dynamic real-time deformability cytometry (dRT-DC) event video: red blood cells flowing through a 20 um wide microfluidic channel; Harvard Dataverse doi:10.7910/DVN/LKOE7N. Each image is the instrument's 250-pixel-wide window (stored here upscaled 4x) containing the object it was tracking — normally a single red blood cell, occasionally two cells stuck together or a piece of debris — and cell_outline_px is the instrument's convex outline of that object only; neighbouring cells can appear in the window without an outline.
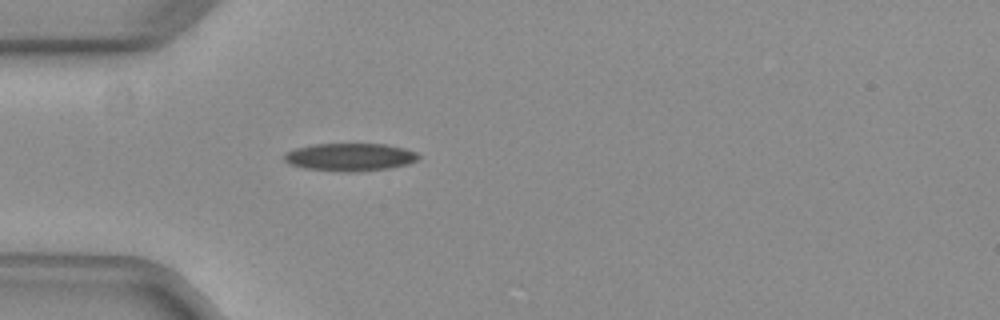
{"species": "common noctule bat (a hibernating species)", "species_latin": "Nyctalus noctula", "temperature_condition": "warm", "stored_images_in_passage": 7, "camera_frame_rate_fps": 3000, "um_per_image_px": 0.085, "animal": {"sex": "female", "body_mass_g": 29.2, "forearm_length_mm": 56.3}, "frame": {"image": 1, "passage_image": 1, "time_ms": 0.0, "image_size_px": [1000, 320], "cell_outline_px": [[420, 156], [416, 160], [404, 164], [388, 168], [356, 172], [344, 172], [304, 168], [292, 164], [284, 160], [284, 156], [288, 152], [296, 148], [316, 144], [384, 144], [404, 148], [416, 152]], "centroid_in_image_um": [29.75, 13.35], "position_along_channel_um": 55.3, "area_um2": 21.39}}
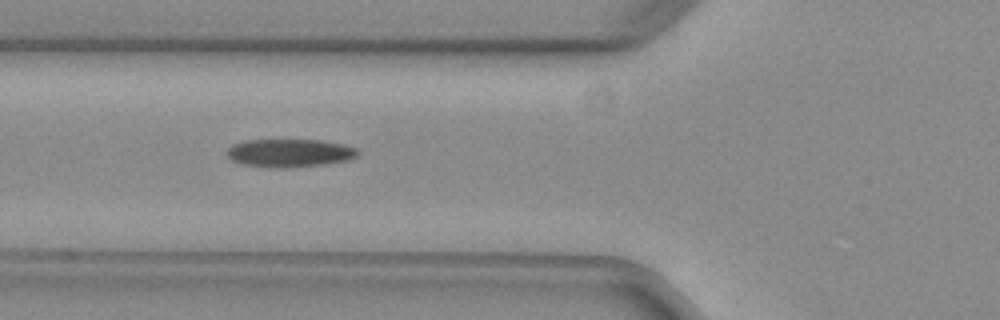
{"frame": {"image": 2, "passage_image": 5, "time_ms": 1.333, "image_size_px": [1000, 320], "cell_outline_px": [[360, 152], [356, 156], [348, 160], [328, 164], [284, 168], [272, 168], [240, 164], [232, 160], [228, 156], [228, 148], [232, 144], [248, 140], [320, 140], [344, 144], [356, 148]], "centroid_in_image_um": [24.63, 13.01], "position_along_channel_um": 101.2, "area_um2": 21.56}}